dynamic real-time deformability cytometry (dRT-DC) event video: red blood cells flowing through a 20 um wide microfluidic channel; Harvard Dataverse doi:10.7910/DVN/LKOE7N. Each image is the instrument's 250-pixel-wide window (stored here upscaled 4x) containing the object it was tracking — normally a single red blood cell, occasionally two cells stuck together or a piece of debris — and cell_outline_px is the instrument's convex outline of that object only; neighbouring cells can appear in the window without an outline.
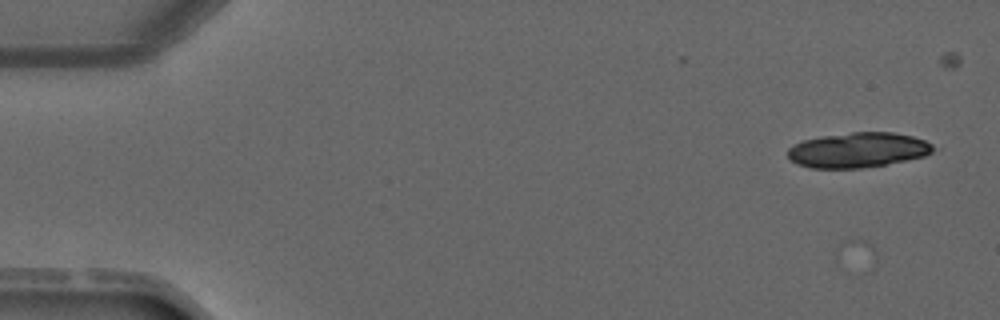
{"species": "common noctule bat (a hibernating species)", "species_latin": "Nyctalus noctula", "temperature_condition": "warm", "stored_images_in_passage": 4, "segment_of_instrument_passage": [2, 2], "camera_frame_rate_fps": 3000, "um_per_image_px": 0.085, "animal": {"sex": "male", "forearm_length_mm": 52.5}, "frame": {"image": 1, "passage_image": 4, "time_ms": 3.667, "image_size_px": [1000, 320], "cell_outline_px": [[932, 152], [924, 156], [884, 164], [860, 168], [812, 168], [796, 164], [788, 160], [788, 148], [804, 140], [820, 136], [852, 132], [892, 132], [912, 136], [924, 140], [932, 144]], "centroid_in_image_um": [72.87, 12.75], "position_along_channel_um": 12.1, "area_um2": 29.48}}